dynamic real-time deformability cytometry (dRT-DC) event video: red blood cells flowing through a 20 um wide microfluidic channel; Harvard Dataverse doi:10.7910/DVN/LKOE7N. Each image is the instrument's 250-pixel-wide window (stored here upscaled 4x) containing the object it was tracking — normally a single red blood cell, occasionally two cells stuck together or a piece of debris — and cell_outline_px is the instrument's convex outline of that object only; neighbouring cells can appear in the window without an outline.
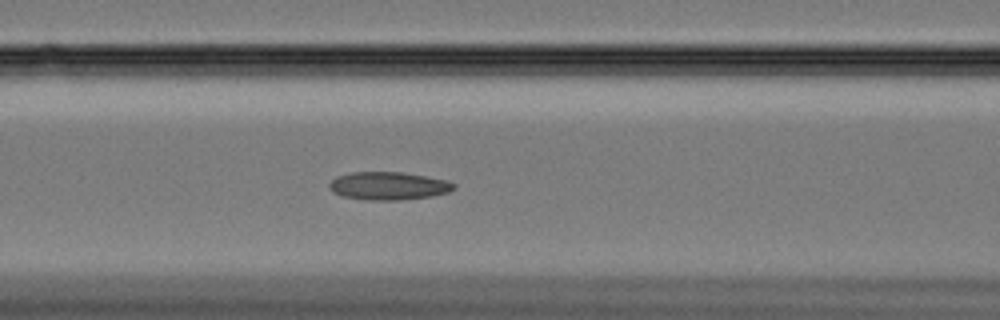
{"species": "Egyptian fruit bat (a non-hibernating species)", "species_latin": "Rousettus aegyptiacus", "temperature_condition": "cold", "stored_images_in_passage": 55, "camera_frame_rate_fps": 3000, "um_per_image_px": 0.085, "animal": {"sex": "female"}, "frame": {"image": 1, "passage_image": 20, "time_ms": 6.333, "image_size_px": [1000, 320], "cell_outline_px": [[456, 188], [448, 192], [432, 196], [400, 200], [368, 200], [344, 196], [336, 192], [328, 184], [336, 176], [352, 172], [400, 172], [424, 176], [444, 180], [456, 184]], "centroid_in_image_um": [33.04, 15.8], "position_along_channel_um": 133.6, "area_um2": 20.0}}
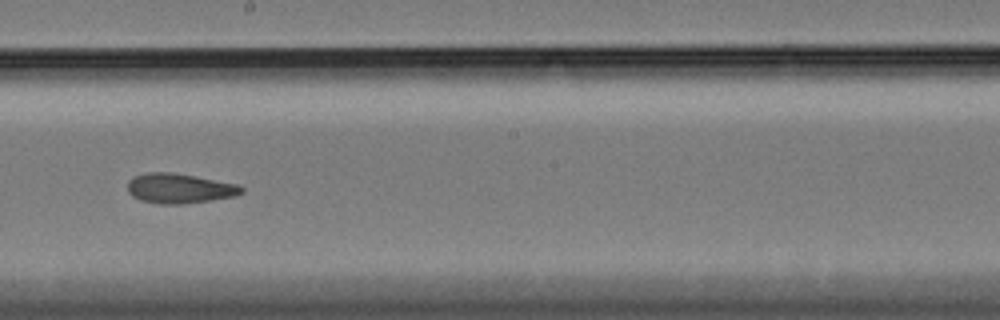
{"frame": {"image": 2, "passage_image": 29, "time_ms": 9.333, "image_size_px": [1000, 320], "cell_outline_px": [[244, 192], [236, 196], [180, 204], [160, 204], [140, 200], [132, 196], [128, 192], [128, 180], [132, 176], [148, 172], [172, 172], [236, 184], [244, 188]], "centroid_in_image_um": [15.21, 16.01], "position_along_channel_um": 233.0, "area_um2": 19.71}}
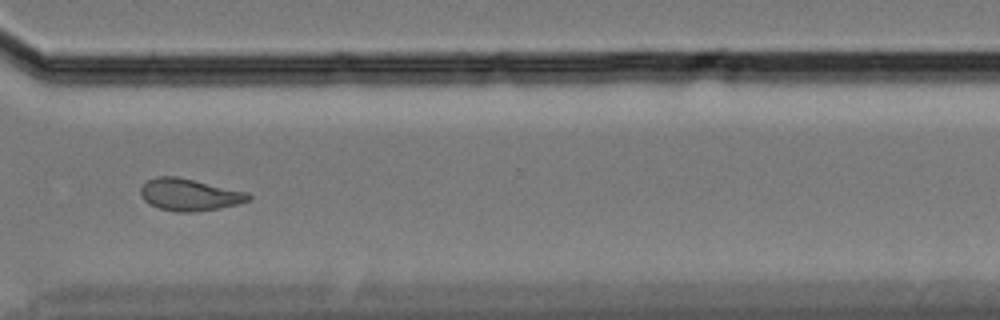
{"frame": {"image": 3, "passage_image": 40, "time_ms": 13.0, "image_size_px": [1000, 320], "cell_outline_px": [[252, 200], [220, 208], [196, 212], [176, 212], [160, 208], [144, 200], [140, 196], [140, 188], [148, 180], [156, 176], [176, 176], [248, 192], [252, 196]], "centroid_in_image_um": [16.12, 16.55], "position_along_channel_um": 354.5, "area_um2": 20.11}, "authors_computed_cell_mechanics": {"area_um2": 20.1144, "velocity_mm_per_s": 3.3206, "shape_relaxation_time_tau1_ms": null, "shape_relaxation_time_tau2_ms": 2.6043, "deformation_change_tau1": null, "deformation_change_tau2": 0.0819}}